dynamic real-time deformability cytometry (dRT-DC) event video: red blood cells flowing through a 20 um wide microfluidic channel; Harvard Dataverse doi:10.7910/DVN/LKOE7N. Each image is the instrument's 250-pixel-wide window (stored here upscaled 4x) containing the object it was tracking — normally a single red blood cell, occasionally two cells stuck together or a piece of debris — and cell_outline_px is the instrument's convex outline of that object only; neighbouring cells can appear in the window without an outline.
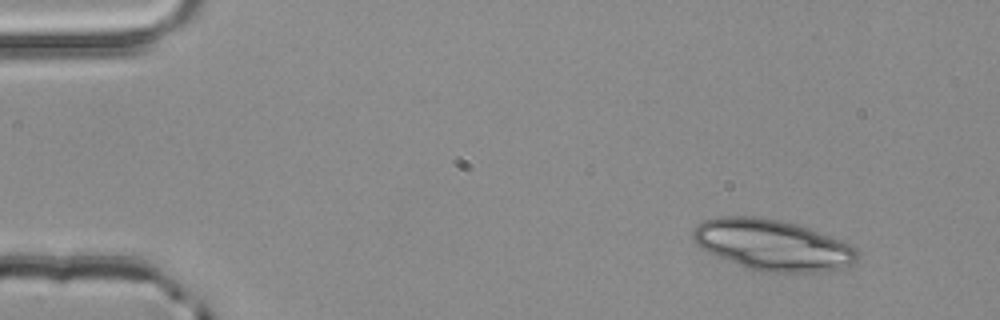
{"species": "common noctule bat (a hibernating species)", "species_latin": "Nyctalus noctula", "temperature_condition": "room temperature", "stored_images_in_passage": 3, "camera_frame_rate_fps": 3000, "um_per_image_px": 0.085, "animal": {"sex": "male", "body_mass_g": 20.4}, "frame": {"image": 1, "passage_image": 1, "time_ms": 0.0, "image_size_px": [1000, 320], "cell_outline_px": [[856, 260], [852, 264], [840, 268], [812, 272], [768, 272], [748, 268], [716, 256], [700, 248], [692, 236], [692, 232], [696, 224], [704, 220], [716, 216], [756, 216], [780, 220], [796, 224], [808, 228], [840, 240], [856, 248]], "centroid_in_image_um": [65.6, 20.8], "position_along_channel_um": 19.4, "area_um2": 48.32}}